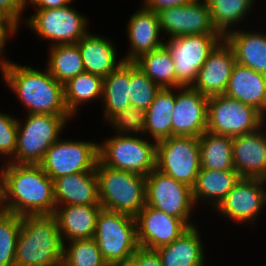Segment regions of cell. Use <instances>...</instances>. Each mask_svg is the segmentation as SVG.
Returning a JSON list of instances; mask_svg holds the SVG:
<instances>
[{
    "instance_id": "8",
    "label": "cell",
    "mask_w": 266,
    "mask_h": 266,
    "mask_svg": "<svg viewBox=\"0 0 266 266\" xmlns=\"http://www.w3.org/2000/svg\"><path fill=\"white\" fill-rule=\"evenodd\" d=\"M34 10L35 13L23 21L40 39L50 41L49 47L75 44L89 32L88 17L71 7V4L54 9Z\"/></svg>"
},
{
    "instance_id": "16",
    "label": "cell",
    "mask_w": 266,
    "mask_h": 266,
    "mask_svg": "<svg viewBox=\"0 0 266 266\" xmlns=\"http://www.w3.org/2000/svg\"><path fill=\"white\" fill-rule=\"evenodd\" d=\"M172 111V136L200 137L207 131L208 97L192 86L177 88Z\"/></svg>"
},
{
    "instance_id": "11",
    "label": "cell",
    "mask_w": 266,
    "mask_h": 266,
    "mask_svg": "<svg viewBox=\"0 0 266 266\" xmlns=\"http://www.w3.org/2000/svg\"><path fill=\"white\" fill-rule=\"evenodd\" d=\"M99 160L98 144L81 139H61L53 143L39 163L42 170L54 181L61 176L95 171Z\"/></svg>"
},
{
    "instance_id": "15",
    "label": "cell",
    "mask_w": 266,
    "mask_h": 266,
    "mask_svg": "<svg viewBox=\"0 0 266 266\" xmlns=\"http://www.w3.org/2000/svg\"><path fill=\"white\" fill-rule=\"evenodd\" d=\"M161 32L172 39L184 35H222L213 25L210 6L201 0L159 11Z\"/></svg>"
},
{
    "instance_id": "13",
    "label": "cell",
    "mask_w": 266,
    "mask_h": 266,
    "mask_svg": "<svg viewBox=\"0 0 266 266\" xmlns=\"http://www.w3.org/2000/svg\"><path fill=\"white\" fill-rule=\"evenodd\" d=\"M146 205L184 220L190 227L191 213L196 209L192 188L155 169L146 176Z\"/></svg>"
},
{
    "instance_id": "45",
    "label": "cell",
    "mask_w": 266,
    "mask_h": 266,
    "mask_svg": "<svg viewBox=\"0 0 266 266\" xmlns=\"http://www.w3.org/2000/svg\"><path fill=\"white\" fill-rule=\"evenodd\" d=\"M0 23H18L3 8L0 7Z\"/></svg>"
},
{
    "instance_id": "31",
    "label": "cell",
    "mask_w": 266,
    "mask_h": 266,
    "mask_svg": "<svg viewBox=\"0 0 266 266\" xmlns=\"http://www.w3.org/2000/svg\"><path fill=\"white\" fill-rule=\"evenodd\" d=\"M201 168L234 170L232 137L205 131L199 137Z\"/></svg>"
},
{
    "instance_id": "35",
    "label": "cell",
    "mask_w": 266,
    "mask_h": 266,
    "mask_svg": "<svg viewBox=\"0 0 266 266\" xmlns=\"http://www.w3.org/2000/svg\"><path fill=\"white\" fill-rule=\"evenodd\" d=\"M67 244V245H66ZM62 266H109L94 239L64 243Z\"/></svg>"
},
{
    "instance_id": "2",
    "label": "cell",
    "mask_w": 266,
    "mask_h": 266,
    "mask_svg": "<svg viewBox=\"0 0 266 266\" xmlns=\"http://www.w3.org/2000/svg\"><path fill=\"white\" fill-rule=\"evenodd\" d=\"M2 79L20 100L28 113L70 115L64 98V85L45 68L44 72L32 66L10 60L0 65Z\"/></svg>"
},
{
    "instance_id": "39",
    "label": "cell",
    "mask_w": 266,
    "mask_h": 266,
    "mask_svg": "<svg viewBox=\"0 0 266 266\" xmlns=\"http://www.w3.org/2000/svg\"><path fill=\"white\" fill-rule=\"evenodd\" d=\"M14 116L0 112V157L3 156L5 163L15 156L17 146V116Z\"/></svg>"
},
{
    "instance_id": "48",
    "label": "cell",
    "mask_w": 266,
    "mask_h": 266,
    "mask_svg": "<svg viewBox=\"0 0 266 266\" xmlns=\"http://www.w3.org/2000/svg\"><path fill=\"white\" fill-rule=\"evenodd\" d=\"M38 0H25V9L26 7H28L29 5H34ZM29 4V5H28Z\"/></svg>"
},
{
    "instance_id": "47",
    "label": "cell",
    "mask_w": 266,
    "mask_h": 266,
    "mask_svg": "<svg viewBox=\"0 0 266 266\" xmlns=\"http://www.w3.org/2000/svg\"><path fill=\"white\" fill-rule=\"evenodd\" d=\"M115 266H136V264L132 260H130L121 264H117Z\"/></svg>"
},
{
    "instance_id": "10",
    "label": "cell",
    "mask_w": 266,
    "mask_h": 266,
    "mask_svg": "<svg viewBox=\"0 0 266 266\" xmlns=\"http://www.w3.org/2000/svg\"><path fill=\"white\" fill-rule=\"evenodd\" d=\"M200 168L198 137L171 136L157 142L156 169L161 173L192 188Z\"/></svg>"
},
{
    "instance_id": "23",
    "label": "cell",
    "mask_w": 266,
    "mask_h": 266,
    "mask_svg": "<svg viewBox=\"0 0 266 266\" xmlns=\"http://www.w3.org/2000/svg\"><path fill=\"white\" fill-rule=\"evenodd\" d=\"M112 41L88 32L77 42L85 72L104 78L124 62L122 57H117L118 50Z\"/></svg>"
},
{
    "instance_id": "44",
    "label": "cell",
    "mask_w": 266,
    "mask_h": 266,
    "mask_svg": "<svg viewBox=\"0 0 266 266\" xmlns=\"http://www.w3.org/2000/svg\"><path fill=\"white\" fill-rule=\"evenodd\" d=\"M73 0H38L32 7L35 9H54L72 4Z\"/></svg>"
},
{
    "instance_id": "25",
    "label": "cell",
    "mask_w": 266,
    "mask_h": 266,
    "mask_svg": "<svg viewBox=\"0 0 266 266\" xmlns=\"http://www.w3.org/2000/svg\"><path fill=\"white\" fill-rule=\"evenodd\" d=\"M237 63L266 76V32L235 29L224 36Z\"/></svg>"
},
{
    "instance_id": "22",
    "label": "cell",
    "mask_w": 266,
    "mask_h": 266,
    "mask_svg": "<svg viewBox=\"0 0 266 266\" xmlns=\"http://www.w3.org/2000/svg\"><path fill=\"white\" fill-rule=\"evenodd\" d=\"M101 205H57L54 215L63 244L68 241L93 239Z\"/></svg>"
},
{
    "instance_id": "49",
    "label": "cell",
    "mask_w": 266,
    "mask_h": 266,
    "mask_svg": "<svg viewBox=\"0 0 266 266\" xmlns=\"http://www.w3.org/2000/svg\"><path fill=\"white\" fill-rule=\"evenodd\" d=\"M205 2L208 6H210L215 0H201Z\"/></svg>"
},
{
    "instance_id": "14",
    "label": "cell",
    "mask_w": 266,
    "mask_h": 266,
    "mask_svg": "<svg viewBox=\"0 0 266 266\" xmlns=\"http://www.w3.org/2000/svg\"><path fill=\"white\" fill-rule=\"evenodd\" d=\"M265 185V186H264ZM266 180L240 178L214 209L219 215L240 224H256L266 205Z\"/></svg>"
},
{
    "instance_id": "30",
    "label": "cell",
    "mask_w": 266,
    "mask_h": 266,
    "mask_svg": "<svg viewBox=\"0 0 266 266\" xmlns=\"http://www.w3.org/2000/svg\"><path fill=\"white\" fill-rule=\"evenodd\" d=\"M63 85L65 104L73 119L81 105L102 99L103 78L89 72L80 73Z\"/></svg>"
},
{
    "instance_id": "1",
    "label": "cell",
    "mask_w": 266,
    "mask_h": 266,
    "mask_svg": "<svg viewBox=\"0 0 266 266\" xmlns=\"http://www.w3.org/2000/svg\"><path fill=\"white\" fill-rule=\"evenodd\" d=\"M54 181L39 164L6 162L0 187V209L19 216L54 214Z\"/></svg>"
},
{
    "instance_id": "26",
    "label": "cell",
    "mask_w": 266,
    "mask_h": 266,
    "mask_svg": "<svg viewBox=\"0 0 266 266\" xmlns=\"http://www.w3.org/2000/svg\"><path fill=\"white\" fill-rule=\"evenodd\" d=\"M199 225L191 226L170 244L156 249L163 266H206Z\"/></svg>"
},
{
    "instance_id": "4",
    "label": "cell",
    "mask_w": 266,
    "mask_h": 266,
    "mask_svg": "<svg viewBox=\"0 0 266 266\" xmlns=\"http://www.w3.org/2000/svg\"><path fill=\"white\" fill-rule=\"evenodd\" d=\"M95 173L102 209L135 217L146 205V177L97 161Z\"/></svg>"
},
{
    "instance_id": "7",
    "label": "cell",
    "mask_w": 266,
    "mask_h": 266,
    "mask_svg": "<svg viewBox=\"0 0 266 266\" xmlns=\"http://www.w3.org/2000/svg\"><path fill=\"white\" fill-rule=\"evenodd\" d=\"M93 239L109 266L130 261L139 247L135 217L101 209Z\"/></svg>"
},
{
    "instance_id": "34",
    "label": "cell",
    "mask_w": 266,
    "mask_h": 266,
    "mask_svg": "<svg viewBox=\"0 0 266 266\" xmlns=\"http://www.w3.org/2000/svg\"><path fill=\"white\" fill-rule=\"evenodd\" d=\"M256 0H215L210 5L211 17L216 30L225 36L239 26L249 15ZM238 25V26H237Z\"/></svg>"
},
{
    "instance_id": "40",
    "label": "cell",
    "mask_w": 266,
    "mask_h": 266,
    "mask_svg": "<svg viewBox=\"0 0 266 266\" xmlns=\"http://www.w3.org/2000/svg\"><path fill=\"white\" fill-rule=\"evenodd\" d=\"M131 260L136 266H163L161 258L155 249L138 247Z\"/></svg>"
},
{
    "instance_id": "12",
    "label": "cell",
    "mask_w": 266,
    "mask_h": 266,
    "mask_svg": "<svg viewBox=\"0 0 266 266\" xmlns=\"http://www.w3.org/2000/svg\"><path fill=\"white\" fill-rule=\"evenodd\" d=\"M223 39V35L192 34L165 41V46L173 58L177 88L192 86L197 79L198 71Z\"/></svg>"
},
{
    "instance_id": "3",
    "label": "cell",
    "mask_w": 266,
    "mask_h": 266,
    "mask_svg": "<svg viewBox=\"0 0 266 266\" xmlns=\"http://www.w3.org/2000/svg\"><path fill=\"white\" fill-rule=\"evenodd\" d=\"M63 248L54 214L21 216L15 266H62Z\"/></svg>"
},
{
    "instance_id": "17",
    "label": "cell",
    "mask_w": 266,
    "mask_h": 266,
    "mask_svg": "<svg viewBox=\"0 0 266 266\" xmlns=\"http://www.w3.org/2000/svg\"><path fill=\"white\" fill-rule=\"evenodd\" d=\"M137 242L140 247L157 249L170 244L190 226L182 219L145 205L135 216Z\"/></svg>"
},
{
    "instance_id": "42",
    "label": "cell",
    "mask_w": 266,
    "mask_h": 266,
    "mask_svg": "<svg viewBox=\"0 0 266 266\" xmlns=\"http://www.w3.org/2000/svg\"><path fill=\"white\" fill-rule=\"evenodd\" d=\"M194 1L196 0H141L142 4L146 8L156 13H158L161 10L170 8V7L181 6V5L188 4Z\"/></svg>"
},
{
    "instance_id": "20",
    "label": "cell",
    "mask_w": 266,
    "mask_h": 266,
    "mask_svg": "<svg viewBox=\"0 0 266 266\" xmlns=\"http://www.w3.org/2000/svg\"><path fill=\"white\" fill-rule=\"evenodd\" d=\"M125 27H127L126 33L130 43V49L128 48L126 56L122 57L125 62H134L141 55L165 45L164 38H160L161 29L158 14L143 4L129 17Z\"/></svg>"
},
{
    "instance_id": "41",
    "label": "cell",
    "mask_w": 266,
    "mask_h": 266,
    "mask_svg": "<svg viewBox=\"0 0 266 266\" xmlns=\"http://www.w3.org/2000/svg\"><path fill=\"white\" fill-rule=\"evenodd\" d=\"M19 27H21L19 23H0V65L10 61L9 58L5 57V47L8 44V39L16 35Z\"/></svg>"
},
{
    "instance_id": "37",
    "label": "cell",
    "mask_w": 266,
    "mask_h": 266,
    "mask_svg": "<svg viewBox=\"0 0 266 266\" xmlns=\"http://www.w3.org/2000/svg\"><path fill=\"white\" fill-rule=\"evenodd\" d=\"M160 89L134 62H130L129 100L132 106L146 111Z\"/></svg>"
},
{
    "instance_id": "24",
    "label": "cell",
    "mask_w": 266,
    "mask_h": 266,
    "mask_svg": "<svg viewBox=\"0 0 266 266\" xmlns=\"http://www.w3.org/2000/svg\"><path fill=\"white\" fill-rule=\"evenodd\" d=\"M54 197L57 205H100L95 171L56 178Z\"/></svg>"
},
{
    "instance_id": "33",
    "label": "cell",
    "mask_w": 266,
    "mask_h": 266,
    "mask_svg": "<svg viewBox=\"0 0 266 266\" xmlns=\"http://www.w3.org/2000/svg\"><path fill=\"white\" fill-rule=\"evenodd\" d=\"M134 63L161 88H177L173 58L165 45L141 55Z\"/></svg>"
},
{
    "instance_id": "29",
    "label": "cell",
    "mask_w": 266,
    "mask_h": 266,
    "mask_svg": "<svg viewBox=\"0 0 266 266\" xmlns=\"http://www.w3.org/2000/svg\"><path fill=\"white\" fill-rule=\"evenodd\" d=\"M130 62H123L103 78L101 103L103 118L107 122L114 114L130 106Z\"/></svg>"
},
{
    "instance_id": "21",
    "label": "cell",
    "mask_w": 266,
    "mask_h": 266,
    "mask_svg": "<svg viewBox=\"0 0 266 266\" xmlns=\"http://www.w3.org/2000/svg\"><path fill=\"white\" fill-rule=\"evenodd\" d=\"M225 96L250 105L266 118V76L236 63Z\"/></svg>"
},
{
    "instance_id": "9",
    "label": "cell",
    "mask_w": 266,
    "mask_h": 266,
    "mask_svg": "<svg viewBox=\"0 0 266 266\" xmlns=\"http://www.w3.org/2000/svg\"><path fill=\"white\" fill-rule=\"evenodd\" d=\"M266 118L254 107L223 95L208 98L207 131L229 137L257 131Z\"/></svg>"
},
{
    "instance_id": "27",
    "label": "cell",
    "mask_w": 266,
    "mask_h": 266,
    "mask_svg": "<svg viewBox=\"0 0 266 266\" xmlns=\"http://www.w3.org/2000/svg\"><path fill=\"white\" fill-rule=\"evenodd\" d=\"M240 175L235 170H209L200 168L192 196L195 205L205 202L215 209L239 181ZM205 200V201H204ZM208 201V202H207Z\"/></svg>"
},
{
    "instance_id": "18",
    "label": "cell",
    "mask_w": 266,
    "mask_h": 266,
    "mask_svg": "<svg viewBox=\"0 0 266 266\" xmlns=\"http://www.w3.org/2000/svg\"><path fill=\"white\" fill-rule=\"evenodd\" d=\"M236 63L233 49L223 39L198 71L192 87L208 98L223 95Z\"/></svg>"
},
{
    "instance_id": "46",
    "label": "cell",
    "mask_w": 266,
    "mask_h": 266,
    "mask_svg": "<svg viewBox=\"0 0 266 266\" xmlns=\"http://www.w3.org/2000/svg\"><path fill=\"white\" fill-rule=\"evenodd\" d=\"M0 160H1V157H0ZM5 165H6V163H4V162H2V164L0 165V187H1V184H2V180H3V174H4Z\"/></svg>"
},
{
    "instance_id": "19",
    "label": "cell",
    "mask_w": 266,
    "mask_h": 266,
    "mask_svg": "<svg viewBox=\"0 0 266 266\" xmlns=\"http://www.w3.org/2000/svg\"><path fill=\"white\" fill-rule=\"evenodd\" d=\"M232 153L241 178L266 180V123L255 132L233 137Z\"/></svg>"
},
{
    "instance_id": "43",
    "label": "cell",
    "mask_w": 266,
    "mask_h": 266,
    "mask_svg": "<svg viewBox=\"0 0 266 266\" xmlns=\"http://www.w3.org/2000/svg\"><path fill=\"white\" fill-rule=\"evenodd\" d=\"M0 7L3 8L19 24L22 13L25 10V0H0Z\"/></svg>"
},
{
    "instance_id": "28",
    "label": "cell",
    "mask_w": 266,
    "mask_h": 266,
    "mask_svg": "<svg viewBox=\"0 0 266 266\" xmlns=\"http://www.w3.org/2000/svg\"><path fill=\"white\" fill-rule=\"evenodd\" d=\"M176 89L161 88L146 110L144 136L147 138L158 142L172 136L171 114L176 102Z\"/></svg>"
},
{
    "instance_id": "5",
    "label": "cell",
    "mask_w": 266,
    "mask_h": 266,
    "mask_svg": "<svg viewBox=\"0 0 266 266\" xmlns=\"http://www.w3.org/2000/svg\"><path fill=\"white\" fill-rule=\"evenodd\" d=\"M25 120L17 118V146L9 161L16 164H39L49 147L60 137L71 115L28 113ZM23 123V124H22Z\"/></svg>"
},
{
    "instance_id": "32",
    "label": "cell",
    "mask_w": 266,
    "mask_h": 266,
    "mask_svg": "<svg viewBox=\"0 0 266 266\" xmlns=\"http://www.w3.org/2000/svg\"><path fill=\"white\" fill-rule=\"evenodd\" d=\"M49 73L61 84L85 72L78 44H59L49 47Z\"/></svg>"
},
{
    "instance_id": "6",
    "label": "cell",
    "mask_w": 266,
    "mask_h": 266,
    "mask_svg": "<svg viewBox=\"0 0 266 266\" xmlns=\"http://www.w3.org/2000/svg\"><path fill=\"white\" fill-rule=\"evenodd\" d=\"M144 135L114 134L98 143L99 161L116 170L147 176L156 169L157 142ZM153 142V143H152Z\"/></svg>"
},
{
    "instance_id": "38",
    "label": "cell",
    "mask_w": 266,
    "mask_h": 266,
    "mask_svg": "<svg viewBox=\"0 0 266 266\" xmlns=\"http://www.w3.org/2000/svg\"><path fill=\"white\" fill-rule=\"evenodd\" d=\"M146 111L136 106H128L114 114L107 122L115 134L144 135Z\"/></svg>"
},
{
    "instance_id": "36",
    "label": "cell",
    "mask_w": 266,
    "mask_h": 266,
    "mask_svg": "<svg viewBox=\"0 0 266 266\" xmlns=\"http://www.w3.org/2000/svg\"><path fill=\"white\" fill-rule=\"evenodd\" d=\"M21 216L0 209V266H15Z\"/></svg>"
}]
</instances>
